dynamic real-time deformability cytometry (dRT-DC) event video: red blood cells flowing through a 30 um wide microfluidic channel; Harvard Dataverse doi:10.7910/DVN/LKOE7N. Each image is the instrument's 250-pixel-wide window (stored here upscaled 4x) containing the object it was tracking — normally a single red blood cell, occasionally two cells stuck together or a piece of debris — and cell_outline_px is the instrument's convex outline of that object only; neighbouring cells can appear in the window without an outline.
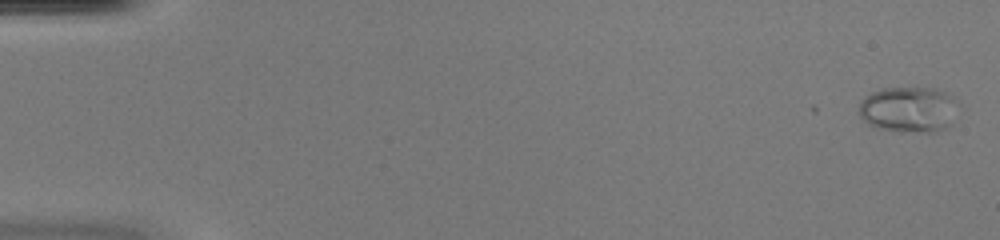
{"species": "common noctule bat (a hibernating species)", "species_latin": "Nyctalus noctula", "temperature_condition": "warm", "stored_images_in_passage": 14, "camera_frame_rate_fps": 3000, "um_per_image_px": 0.085, "animal": {"sex": "female", "body_mass_g": 20.0, "forearm_length_mm": 54.0}, "frame": {"image": 1, "passage_image": 1, "time_ms": 0.0, "image_size_px": [1000, 240], "cell_outline_px": [[956, 100], [952, 124], [948, 128], [936, 132], [924, 132], [880, 128], [868, 124], [860, 116], [860, 100], [864, 96], [872, 92], [884, 88], [932, 88], [944, 92], [952, 96]], "centroid_in_image_um": [77.24, 9.29], "position_along_channel_um": 7.8, "area_um2": 26.13}}